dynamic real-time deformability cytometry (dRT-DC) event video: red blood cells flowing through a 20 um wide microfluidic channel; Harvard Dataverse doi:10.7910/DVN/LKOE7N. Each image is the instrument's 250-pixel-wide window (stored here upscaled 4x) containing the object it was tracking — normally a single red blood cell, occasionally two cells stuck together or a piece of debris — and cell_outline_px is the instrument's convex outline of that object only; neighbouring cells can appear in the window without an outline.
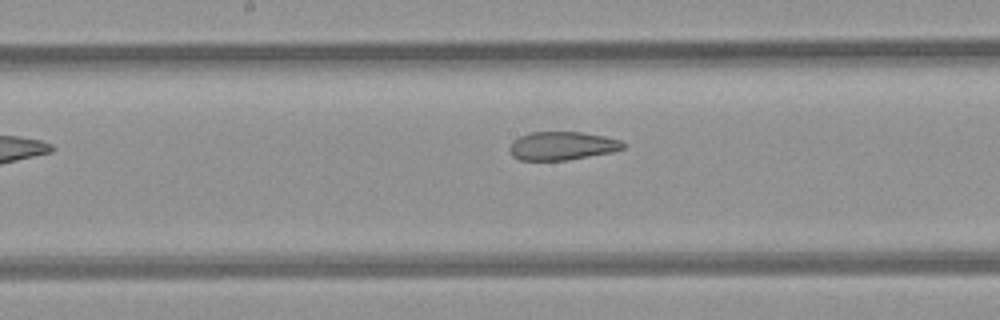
{"species": "common noctule bat (a hibernating species)", "species_latin": "Nyctalus noctula", "temperature_condition": "room temperature", "stored_images_in_passage": 8, "camera_frame_rate_fps": 3000, "um_per_image_px": 0.085, "animal": {"sex": "female", "body_mass_g": 21.9}, "frame": {"image": 1, "passage_image": 8, "time_ms": 8.0, "image_size_px": [1000, 320], "cell_outline_px": [[624, 148], [612, 152], [568, 160], [520, 160], [512, 156], [508, 148], [512, 140], [520, 136], [532, 132], [580, 132], [604, 136], [620, 140], [624, 144]], "centroid_in_image_um": [47.74, 12.4], "position_along_channel_um": 200.5, "area_um2": 18.79}}